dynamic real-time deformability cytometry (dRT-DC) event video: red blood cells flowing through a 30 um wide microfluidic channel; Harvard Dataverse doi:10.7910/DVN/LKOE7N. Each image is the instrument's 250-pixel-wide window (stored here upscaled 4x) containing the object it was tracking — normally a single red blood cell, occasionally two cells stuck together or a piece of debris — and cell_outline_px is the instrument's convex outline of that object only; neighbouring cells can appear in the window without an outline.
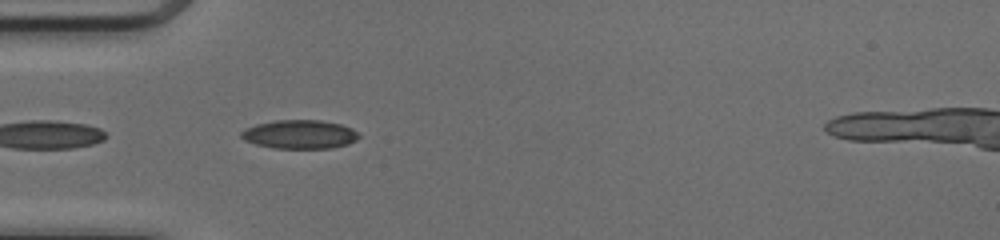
{"species": "common noctule bat (a hibernating species)", "species_latin": "Nyctalus noctula", "temperature_condition": "cold", "stored_images_in_passage": 33, "camera_frame_rate_fps": 3000, "um_per_image_px": 0.085, "animal": {"sex": "female", "body_mass_g": 17.0, "forearm_length_mm": 48.0}, "frame": {"image": 1, "passage_image": 2, "time_ms": 0.333, "image_size_px": [1000, 240], "cell_outline_px": [[360, 136], [356, 140], [348, 144], [332, 148], [272, 148], [256, 144], [244, 140], [240, 136], [240, 132], [244, 128], [256, 124], [276, 120], [320, 120], [340, 124], [352, 128]], "centroid_in_image_um": [25.45, 11.42], "position_along_channel_um": 59.6, "area_um2": 19.77}}
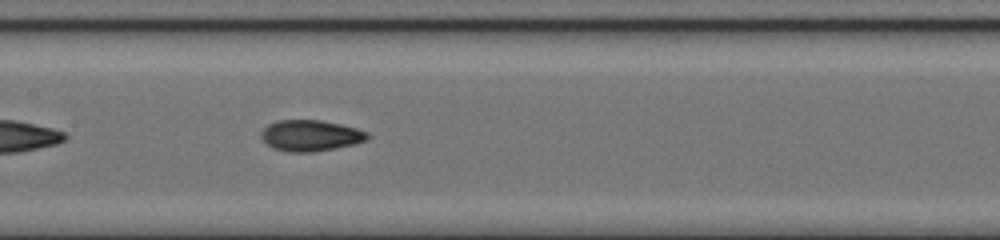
{"frame": {"image": 2, "passage_image": 11, "time_ms": 3.333, "image_size_px": [1000, 240], "cell_outline_px": [[372, 136], [368, 140], [356, 144], [312, 152], [288, 152], [276, 148], [268, 144], [260, 136], [260, 132], [268, 124], [276, 120], [320, 120], [340, 124], [356, 128], [368, 132]], "centroid_in_image_um": [26.43, 11.51], "position_along_channel_um": 181.0, "area_um2": 19.31}}
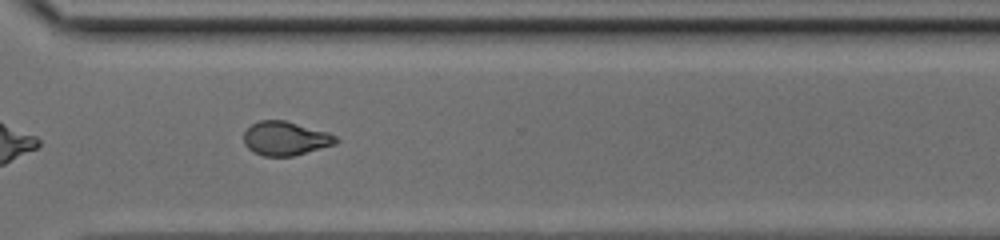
{"frame": {"image": 3, "passage_image": 23, "time_ms": 7.333, "image_size_px": [1000, 240], "cell_outline_px": [[340, 140], [336, 144], [292, 156], [264, 156], [252, 152], [244, 144], [244, 132], [252, 124], [260, 120], [284, 120], [328, 132], [336, 136]], "centroid_in_image_um": [24.26, 11.77], "position_along_channel_um": 346.3, "area_um2": 18.21}, "authors_computed_cell_mechanics": {"area_um2": 18.9584, "velocity_mm_per_s": 4.15, "shape_relaxation_time_tau1_ms": null, "shape_relaxation_time_tau2_ms": 1.776, "deformation_change_tau1": null, "deformation_change_tau2": 0.0638}}